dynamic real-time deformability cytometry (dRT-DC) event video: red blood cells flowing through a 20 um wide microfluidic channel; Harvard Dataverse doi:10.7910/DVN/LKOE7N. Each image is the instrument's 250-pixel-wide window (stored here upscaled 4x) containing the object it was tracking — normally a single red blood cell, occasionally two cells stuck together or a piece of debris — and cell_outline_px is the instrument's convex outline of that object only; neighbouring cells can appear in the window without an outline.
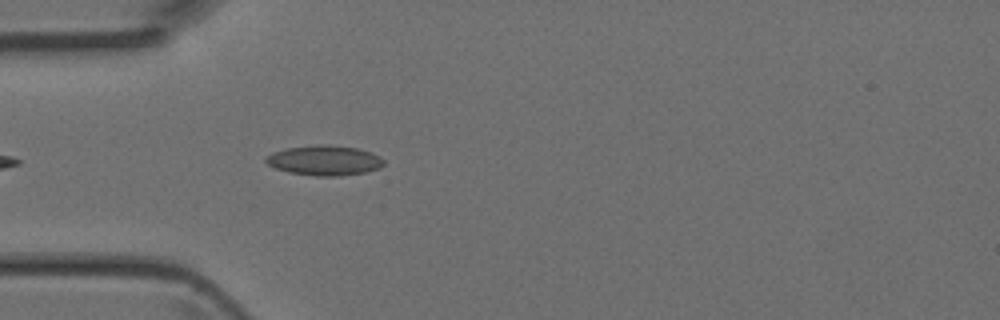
{"species": "Egyptian fruit bat (a non-hibernating species)", "species_latin": "Rousettus aegyptiacus", "temperature_condition": "room temperature", "stored_images_in_passage": 4, "camera_frame_rate_fps": 3000, "um_per_image_px": 0.085, "animal": {"sex": "female"}, "frame": {"image": 1, "passage_image": 4, "time_ms": 1.0, "image_size_px": [1000, 320], "cell_outline_px": [[384, 164], [380, 168], [364, 172], [340, 176], [316, 176], [288, 172], [276, 168], [268, 164], [264, 160], [264, 156], [272, 152], [288, 148], [316, 144], [328, 144], [356, 148], [372, 152], [380, 156], [384, 160]], "centroid_in_image_um": [27.57, 13.63], "position_along_channel_um": 57.4, "area_um2": 20.75}}